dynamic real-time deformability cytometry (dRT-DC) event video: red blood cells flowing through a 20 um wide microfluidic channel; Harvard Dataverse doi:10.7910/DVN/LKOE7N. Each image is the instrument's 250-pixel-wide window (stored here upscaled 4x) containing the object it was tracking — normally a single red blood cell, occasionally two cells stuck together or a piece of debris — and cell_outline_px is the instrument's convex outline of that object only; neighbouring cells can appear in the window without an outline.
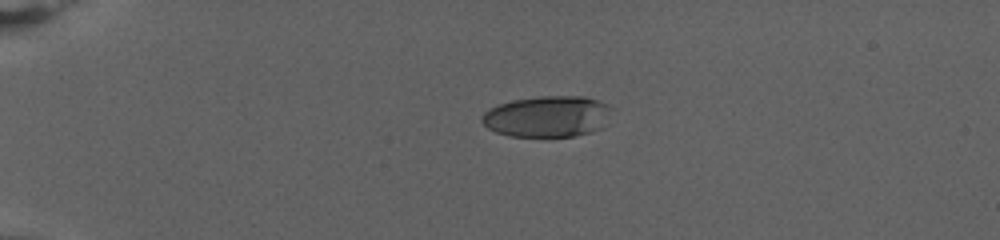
{"species": "human", "species_latin": "Homo sapiens", "temperature_condition": "warm", "stored_images_in_passage": 61, "camera_frame_rate_fps": 3000, "um_per_image_px": 0.085, "donor": {"sex": "female"}, "frame": {"image": 1, "passage_image": 1, "time_ms": 0.0, "image_size_px": [1000, 240], "cell_outline_px": [[608, 108], [604, 128], [592, 132], [576, 136], [508, 136], [496, 132], [488, 128], [480, 120], [480, 116], [488, 108], [512, 100], [540, 96], [584, 96], [608, 104]], "centroid_in_image_um": [46.48, 9.9], "position_along_channel_um": 38.5, "area_um2": 31.1}}
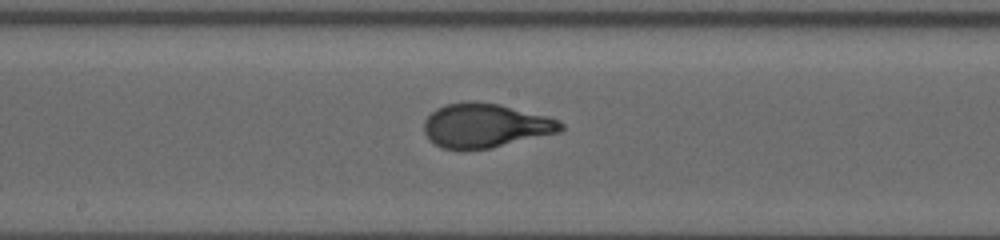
{"frame": {"image": 2, "passage_image": 27, "time_ms": 8.667, "image_size_px": [1000, 240], "cell_outline_px": [[564, 128], [560, 132], [492, 148], [440, 148], [428, 140], [424, 132], [424, 120], [436, 108], [444, 104], [464, 100], [472, 100], [500, 104], [548, 116], [564, 124]], "centroid_in_image_um": [41.23, 10.65], "position_along_channel_um": 207.0, "area_um2": 35.37}}
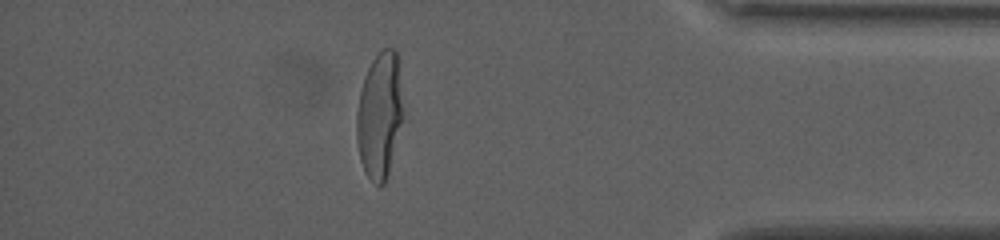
{"frame": {"image": 3, "passage_image": 52, "time_ms": 17.0, "image_size_px": [1000, 240], "cell_outline_px": [[400, 120], [388, 172], [384, 184], [376, 184], [364, 172], [360, 160], [356, 140], [356, 112], [360, 92], [364, 76], [372, 60], [384, 48], [396, 48], [400, 104]], "centroid_in_image_um": [32.18, 9.8], "position_along_channel_um": 403.0, "area_um2": 32.66}, "authors_computed_cell_mechanics": {"area_um2": 34.2754, "velocity_mm_per_s": 2.681, "shape_relaxation_time_tau1_ms": 7.9383, "shape_relaxation_time_tau2_ms": null, "deformation_change_tau1": 0.2819, "deformation_change_tau2": null}}